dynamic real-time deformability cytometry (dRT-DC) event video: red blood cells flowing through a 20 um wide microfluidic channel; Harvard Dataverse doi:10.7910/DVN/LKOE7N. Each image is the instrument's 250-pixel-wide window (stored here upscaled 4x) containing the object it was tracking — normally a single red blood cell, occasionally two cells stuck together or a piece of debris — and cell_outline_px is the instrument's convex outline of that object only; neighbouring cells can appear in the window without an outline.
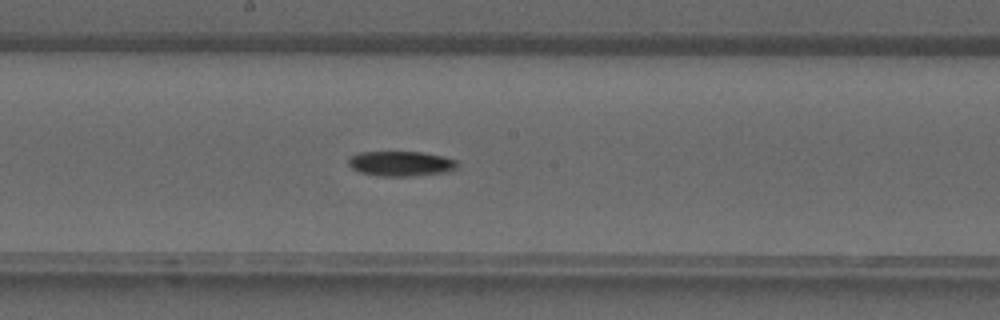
{"species": "common noctule bat (a hibernating species)", "species_latin": "Nyctalus noctula", "temperature_condition": "warm", "stored_images_in_passage": 31, "camera_frame_rate_fps": 3000, "um_per_image_px": 0.085, "animal": {"sex": "male", "forearm_length_mm": 52.5}, "frame": {"image": 1, "passage_image": 12, "time_ms": 3.667, "image_size_px": [1000, 320], "cell_outline_px": [[456, 168], [452, 172], [412, 176], [376, 176], [360, 172], [352, 168], [348, 164], [348, 160], [352, 156], [360, 152], [424, 152], [444, 156], [456, 160]], "centroid_in_image_um": [34.11, 13.91], "position_along_channel_um": 214.1, "area_um2": 16.01}}
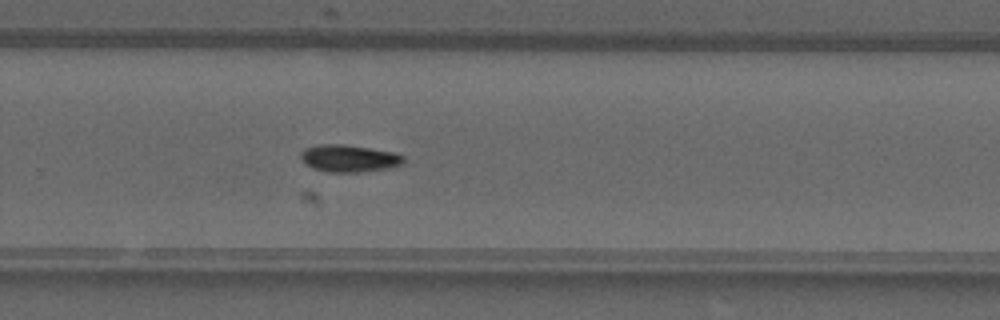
{"frame": {"image": 2, "passage_image": 17, "time_ms": 5.333, "image_size_px": [1000, 320], "cell_outline_px": [[404, 164], [392, 168], [360, 172], [328, 172], [312, 168], [304, 164], [300, 156], [300, 152], [304, 148], [320, 144], [344, 144], [392, 152], [404, 156]], "centroid_in_image_um": [29.65, 13.47], "position_along_channel_um": 300.1, "area_um2": 16.47}}
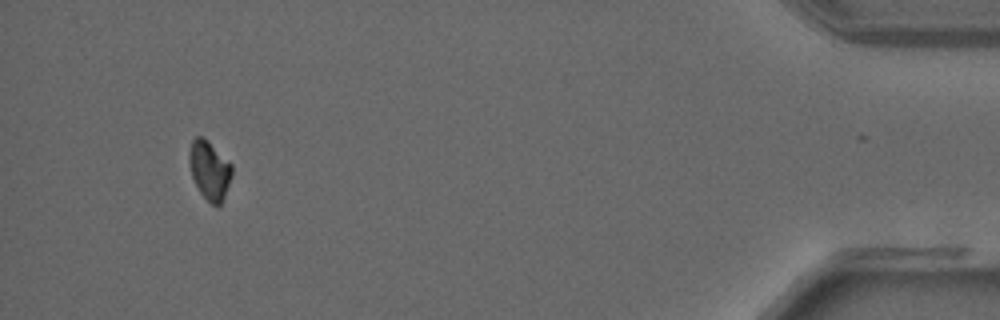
{"frame": {"image": 3, "passage_image": 28, "time_ms": 9.0, "image_size_px": [1000, 320], "cell_outline_px": [[232, 176], [224, 196], [220, 204], [216, 208], [200, 192], [192, 176], [188, 160], [188, 152], [192, 140], [196, 136], [204, 136], [232, 164]], "centroid_in_image_um": [17.8, 14.43], "position_along_channel_um": 417.4, "area_um2": 14.68}}